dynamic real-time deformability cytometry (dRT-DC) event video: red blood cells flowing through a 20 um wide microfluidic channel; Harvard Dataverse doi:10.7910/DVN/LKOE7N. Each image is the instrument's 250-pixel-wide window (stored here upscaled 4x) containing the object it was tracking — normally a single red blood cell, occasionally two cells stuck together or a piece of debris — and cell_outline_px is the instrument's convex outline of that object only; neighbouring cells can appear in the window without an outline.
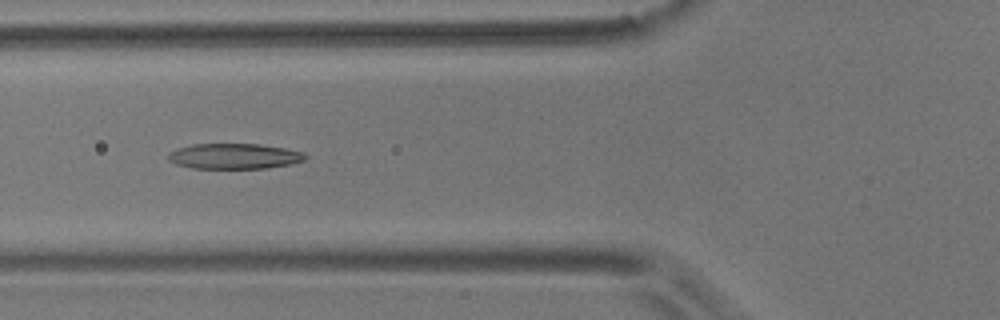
{"species": "common noctule bat (a hibernating species)", "species_latin": "Nyctalus noctula", "temperature_condition": "room temperature", "stored_images_in_passage": 6, "camera_frame_rate_fps": 3000, "um_per_image_px": 0.085, "animal": {"sex": "male", "body_mass_g": 17.9}, "frame": {"image": 1, "passage_image": 6, "time_ms": 5.667, "image_size_px": [1000, 320], "cell_outline_px": [[308, 156], [304, 160], [292, 164], [268, 168], [192, 168], [176, 164], [168, 160], [168, 152], [176, 148], [192, 144], [260, 144], [284, 148], [304, 152]], "centroid_in_image_um": [19.91, 13.27], "position_along_channel_um": 105.9, "area_um2": 20.46}}